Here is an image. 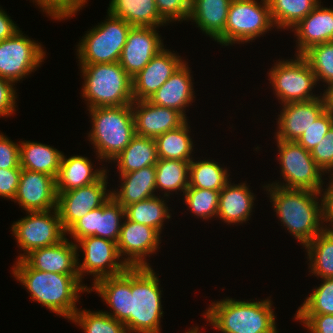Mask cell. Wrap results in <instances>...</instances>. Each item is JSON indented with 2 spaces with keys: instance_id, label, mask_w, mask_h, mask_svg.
<instances>
[{
  "instance_id": "obj_1",
  "label": "cell",
  "mask_w": 333,
  "mask_h": 333,
  "mask_svg": "<svg viewBox=\"0 0 333 333\" xmlns=\"http://www.w3.org/2000/svg\"><path fill=\"white\" fill-rule=\"evenodd\" d=\"M263 187L270 192V202H273L272 205L279 220L290 234L303 244V247L325 229L320 224L325 221L327 223L324 193L305 189H287L270 184ZM318 195L323 197L321 204L317 202Z\"/></svg>"
},
{
  "instance_id": "obj_2",
  "label": "cell",
  "mask_w": 333,
  "mask_h": 333,
  "mask_svg": "<svg viewBox=\"0 0 333 333\" xmlns=\"http://www.w3.org/2000/svg\"><path fill=\"white\" fill-rule=\"evenodd\" d=\"M15 265L12 273L30 292L31 299L64 318L71 320L78 310L79 292H89V288L81 284L79 274L35 270L23 259L17 260Z\"/></svg>"
},
{
  "instance_id": "obj_3",
  "label": "cell",
  "mask_w": 333,
  "mask_h": 333,
  "mask_svg": "<svg viewBox=\"0 0 333 333\" xmlns=\"http://www.w3.org/2000/svg\"><path fill=\"white\" fill-rule=\"evenodd\" d=\"M205 318L222 333H277L271 300L257 302L226 298L211 303Z\"/></svg>"
},
{
  "instance_id": "obj_4",
  "label": "cell",
  "mask_w": 333,
  "mask_h": 333,
  "mask_svg": "<svg viewBox=\"0 0 333 333\" xmlns=\"http://www.w3.org/2000/svg\"><path fill=\"white\" fill-rule=\"evenodd\" d=\"M80 65L84 76L81 92L89 109L133 103L132 78L119 62Z\"/></svg>"
},
{
  "instance_id": "obj_5",
  "label": "cell",
  "mask_w": 333,
  "mask_h": 333,
  "mask_svg": "<svg viewBox=\"0 0 333 333\" xmlns=\"http://www.w3.org/2000/svg\"><path fill=\"white\" fill-rule=\"evenodd\" d=\"M88 110L93 125L88 137L95 146L98 157L112 161L136 135L132 107L109 106Z\"/></svg>"
},
{
  "instance_id": "obj_6",
  "label": "cell",
  "mask_w": 333,
  "mask_h": 333,
  "mask_svg": "<svg viewBox=\"0 0 333 333\" xmlns=\"http://www.w3.org/2000/svg\"><path fill=\"white\" fill-rule=\"evenodd\" d=\"M159 284L151 267H132L130 333H160L163 311Z\"/></svg>"
},
{
  "instance_id": "obj_7",
  "label": "cell",
  "mask_w": 333,
  "mask_h": 333,
  "mask_svg": "<svg viewBox=\"0 0 333 333\" xmlns=\"http://www.w3.org/2000/svg\"><path fill=\"white\" fill-rule=\"evenodd\" d=\"M107 14L108 19L89 30L78 44L79 64L119 61L132 26L123 19Z\"/></svg>"
},
{
  "instance_id": "obj_8",
  "label": "cell",
  "mask_w": 333,
  "mask_h": 333,
  "mask_svg": "<svg viewBox=\"0 0 333 333\" xmlns=\"http://www.w3.org/2000/svg\"><path fill=\"white\" fill-rule=\"evenodd\" d=\"M232 0L224 27V45L248 42L271 30L268 0Z\"/></svg>"
},
{
  "instance_id": "obj_9",
  "label": "cell",
  "mask_w": 333,
  "mask_h": 333,
  "mask_svg": "<svg viewBox=\"0 0 333 333\" xmlns=\"http://www.w3.org/2000/svg\"><path fill=\"white\" fill-rule=\"evenodd\" d=\"M295 56L294 60L279 61L268 73V80L283 104L306 102L320 97L311 92L317 79L310 64L303 55Z\"/></svg>"
},
{
  "instance_id": "obj_10",
  "label": "cell",
  "mask_w": 333,
  "mask_h": 333,
  "mask_svg": "<svg viewBox=\"0 0 333 333\" xmlns=\"http://www.w3.org/2000/svg\"><path fill=\"white\" fill-rule=\"evenodd\" d=\"M281 175L286 183H272L287 189H305L322 192V173L311 152L297 142L277 140ZM322 189V190H321Z\"/></svg>"
},
{
  "instance_id": "obj_11",
  "label": "cell",
  "mask_w": 333,
  "mask_h": 333,
  "mask_svg": "<svg viewBox=\"0 0 333 333\" xmlns=\"http://www.w3.org/2000/svg\"><path fill=\"white\" fill-rule=\"evenodd\" d=\"M27 214L26 217L16 221L11 229L19 247L26 251L18 256V260H22L25 254L33 250L59 243L66 234L57 208Z\"/></svg>"
},
{
  "instance_id": "obj_12",
  "label": "cell",
  "mask_w": 333,
  "mask_h": 333,
  "mask_svg": "<svg viewBox=\"0 0 333 333\" xmlns=\"http://www.w3.org/2000/svg\"><path fill=\"white\" fill-rule=\"evenodd\" d=\"M19 29L0 41V77L12 83L31 74L45 58L43 48Z\"/></svg>"
},
{
  "instance_id": "obj_13",
  "label": "cell",
  "mask_w": 333,
  "mask_h": 333,
  "mask_svg": "<svg viewBox=\"0 0 333 333\" xmlns=\"http://www.w3.org/2000/svg\"><path fill=\"white\" fill-rule=\"evenodd\" d=\"M77 243L84 252L82 264L79 265V262H77V270L81 281L86 272L90 275L93 274V283H95L101 278L122 274L129 268L124 261L119 259L121 257L116 242L90 236L78 240ZM119 260L121 261L118 262Z\"/></svg>"
},
{
  "instance_id": "obj_14",
  "label": "cell",
  "mask_w": 333,
  "mask_h": 333,
  "mask_svg": "<svg viewBox=\"0 0 333 333\" xmlns=\"http://www.w3.org/2000/svg\"><path fill=\"white\" fill-rule=\"evenodd\" d=\"M107 172L93 184L70 191H57V210L62 227L67 232L90 210L102 206L111 196L106 193Z\"/></svg>"
},
{
  "instance_id": "obj_15",
  "label": "cell",
  "mask_w": 333,
  "mask_h": 333,
  "mask_svg": "<svg viewBox=\"0 0 333 333\" xmlns=\"http://www.w3.org/2000/svg\"><path fill=\"white\" fill-rule=\"evenodd\" d=\"M121 218H125V209L111 195L102 206L90 210L66 233L76 242L82 238L96 236L117 243L122 226Z\"/></svg>"
},
{
  "instance_id": "obj_16",
  "label": "cell",
  "mask_w": 333,
  "mask_h": 333,
  "mask_svg": "<svg viewBox=\"0 0 333 333\" xmlns=\"http://www.w3.org/2000/svg\"><path fill=\"white\" fill-rule=\"evenodd\" d=\"M124 219L117 241L120 257L127 256L123 261L128 267H150L146 256L158 249L160 233L152 227Z\"/></svg>"
},
{
  "instance_id": "obj_17",
  "label": "cell",
  "mask_w": 333,
  "mask_h": 333,
  "mask_svg": "<svg viewBox=\"0 0 333 333\" xmlns=\"http://www.w3.org/2000/svg\"><path fill=\"white\" fill-rule=\"evenodd\" d=\"M56 178L45 173L22 169L14 202L26 212L57 208Z\"/></svg>"
},
{
  "instance_id": "obj_18",
  "label": "cell",
  "mask_w": 333,
  "mask_h": 333,
  "mask_svg": "<svg viewBox=\"0 0 333 333\" xmlns=\"http://www.w3.org/2000/svg\"><path fill=\"white\" fill-rule=\"evenodd\" d=\"M155 28L132 27L128 33L118 62L131 78L136 76L164 47Z\"/></svg>"
},
{
  "instance_id": "obj_19",
  "label": "cell",
  "mask_w": 333,
  "mask_h": 333,
  "mask_svg": "<svg viewBox=\"0 0 333 333\" xmlns=\"http://www.w3.org/2000/svg\"><path fill=\"white\" fill-rule=\"evenodd\" d=\"M163 48L132 78L134 101L148 100L185 62Z\"/></svg>"
},
{
  "instance_id": "obj_20",
  "label": "cell",
  "mask_w": 333,
  "mask_h": 333,
  "mask_svg": "<svg viewBox=\"0 0 333 333\" xmlns=\"http://www.w3.org/2000/svg\"><path fill=\"white\" fill-rule=\"evenodd\" d=\"M136 135L153 138L182 126L186 121L182 113L172 108L154 105L148 100L131 104Z\"/></svg>"
},
{
  "instance_id": "obj_21",
  "label": "cell",
  "mask_w": 333,
  "mask_h": 333,
  "mask_svg": "<svg viewBox=\"0 0 333 333\" xmlns=\"http://www.w3.org/2000/svg\"><path fill=\"white\" fill-rule=\"evenodd\" d=\"M278 117V132L276 140L296 142L302 134L325 111L324 101L321 98L306 102H291L283 104Z\"/></svg>"
},
{
  "instance_id": "obj_22",
  "label": "cell",
  "mask_w": 333,
  "mask_h": 333,
  "mask_svg": "<svg viewBox=\"0 0 333 333\" xmlns=\"http://www.w3.org/2000/svg\"><path fill=\"white\" fill-rule=\"evenodd\" d=\"M95 291L103 298L113 313L105 312L122 322L130 333V294H132V267L124 273L97 280L89 292ZM91 290V291H90Z\"/></svg>"
},
{
  "instance_id": "obj_23",
  "label": "cell",
  "mask_w": 333,
  "mask_h": 333,
  "mask_svg": "<svg viewBox=\"0 0 333 333\" xmlns=\"http://www.w3.org/2000/svg\"><path fill=\"white\" fill-rule=\"evenodd\" d=\"M78 244L65 237L52 246L31 251L23 260L33 269L58 274H78Z\"/></svg>"
},
{
  "instance_id": "obj_24",
  "label": "cell",
  "mask_w": 333,
  "mask_h": 333,
  "mask_svg": "<svg viewBox=\"0 0 333 333\" xmlns=\"http://www.w3.org/2000/svg\"><path fill=\"white\" fill-rule=\"evenodd\" d=\"M321 2L293 28L297 35V55H303L312 46L333 41V8Z\"/></svg>"
},
{
  "instance_id": "obj_25",
  "label": "cell",
  "mask_w": 333,
  "mask_h": 333,
  "mask_svg": "<svg viewBox=\"0 0 333 333\" xmlns=\"http://www.w3.org/2000/svg\"><path fill=\"white\" fill-rule=\"evenodd\" d=\"M192 84L190 70L185 61L148 101L157 106L175 109L186 117L184 108L195 98Z\"/></svg>"
},
{
  "instance_id": "obj_26",
  "label": "cell",
  "mask_w": 333,
  "mask_h": 333,
  "mask_svg": "<svg viewBox=\"0 0 333 333\" xmlns=\"http://www.w3.org/2000/svg\"><path fill=\"white\" fill-rule=\"evenodd\" d=\"M232 0H191L189 20L200 30L224 45V27Z\"/></svg>"
},
{
  "instance_id": "obj_27",
  "label": "cell",
  "mask_w": 333,
  "mask_h": 333,
  "mask_svg": "<svg viewBox=\"0 0 333 333\" xmlns=\"http://www.w3.org/2000/svg\"><path fill=\"white\" fill-rule=\"evenodd\" d=\"M254 199L246 183L231 185L228 182L219 192L217 216L228 224L246 222L251 215Z\"/></svg>"
},
{
  "instance_id": "obj_28",
  "label": "cell",
  "mask_w": 333,
  "mask_h": 333,
  "mask_svg": "<svg viewBox=\"0 0 333 333\" xmlns=\"http://www.w3.org/2000/svg\"><path fill=\"white\" fill-rule=\"evenodd\" d=\"M123 181L120 191H112L111 195L125 208L128 205L156 196L155 165L141 168L129 173H120Z\"/></svg>"
},
{
  "instance_id": "obj_29",
  "label": "cell",
  "mask_w": 333,
  "mask_h": 333,
  "mask_svg": "<svg viewBox=\"0 0 333 333\" xmlns=\"http://www.w3.org/2000/svg\"><path fill=\"white\" fill-rule=\"evenodd\" d=\"M92 165L87 157L76 155L66 158L63 154L56 178V190L70 191L98 181L106 170L92 171L94 169Z\"/></svg>"
},
{
  "instance_id": "obj_30",
  "label": "cell",
  "mask_w": 333,
  "mask_h": 333,
  "mask_svg": "<svg viewBox=\"0 0 333 333\" xmlns=\"http://www.w3.org/2000/svg\"><path fill=\"white\" fill-rule=\"evenodd\" d=\"M108 13L132 27H159L167 24L160 16L155 0H111Z\"/></svg>"
},
{
  "instance_id": "obj_31",
  "label": "cell",
  "mask_w": 333,
  "mask_h": 333,
  "mask_svg": "<svg viewBox=\"0 0 333 333\" xmlns=\"http://www.w3.org/2000/svg\"><path fill=\"white\" fill-rule=\"evenodd\" d=\"M63 153L50 145L22 141L20 144V167L41 172L57 178Z\"/></svg>"
},
{
  "instance_id": "obj_32",
  "label": "cell",
  "mask_w": 333,
  "mask_h": 333,
  "mask_svg": "<svg viewBox=\"0 0 333 333\" xmlns=\"http://www.w3.org/2000/svg\"><path fill=\"white\" fill-rule=\"evenodd\" d=\"M158 159L155 139L135 135L113 161L117 162L119 173H129L155 165Z\"/></svg>"
},
{
  "instance_id": "obj_33",
  "label": "cell",
  "mask_w": 333,
  "mask_h": 333,
  "mask_svg": "<svg viewBox=\"0 0 333 333\" xmlns=\"http://www.w3.org/2000/svg\"><path fill=\"white\" fill-rule=\"evenodd\" d=\"M327 228L304 246L309 256L311 273L322 279L333 278V228Z\"/></svg>"
},
{
  "instance_id": "obj_34",
  "label": "cell",
  "mask_w": 333,
  "mask_h": 333,
  "mask_svg": "<svg viewBox=\"0 0 333 333\" xmlns=\"http://www.w3.org/2000/svg\"><path fill=\"white\" fill-rule=\"evenodd\" d=\"M188 122L155 138L159 159H174L191 162L193 142L189 135Z\"/></svg>"
},
{
  "instance_id": "obj_35",
  "label": "cell",
  "mask_w": 333,
  "mask_h": 333,
  "mask_svg": "<svg viewBox=\"0 0 333 333\" xmlns=\"http://www.w3.org/2000/svg\"><path fill=\"white\" fill-rule=\"evenodd\" d=\"M189 164L188 161L158 159L155 164L156 189L164 190V197H169L170 191L181 190L184 194L189 186Z\"/></svg>"
},
{
  "instance_id": "obj_36",
  "label": "cell",
  "mask_w": 333,
  "mask_h": 333,
  "mask_svg": "<svg viewBox=\"0 0 333 333\" xmlns=\"http://www.w3.org/2000/svg\"><path fill=\"white\" fill-rule=\"evenodd\" d=\"M165 200L160 196H153L148 199L126 206L125 218L156 229L160 234L165 219H170L169 209Z\"/></svg>"
},
{
  "instance_id": "obj_37",
  "label": "cell",
  "mask_w": 333,
  "mask_h": 333,
  "mask_svg": "<svg viewBox=\"0 0 333 333\" xmlns=\"http://www.w3.org/2000/svg\"><path fill=\"white\" fill-rule=\"evenodd\" d=\"M268 3L274 26L291 29L319 4V0H268Z\"/></svg>"
},
{
  "instance_id": "obj_38",
  "label": "cell",
  "mask_w": 333,
  "mask_h": 333,
  "mask_svg": "<svg viewBox=\"0 0 333 333\" xmlns=\"http://www.w3.org/2000/svg\"><path fill=\"white\" fill-rule=\"evenodd\" d=\"M227 169L216 162L192 160L189 164V186L200 189L221 191L228 181Z\"/></svg>"
},
{
  "instance_id": "obj_39",
  "label": "cell",
  "mask_w": 333,
  "mask_h": 333,
  "mask_svg": "<svg viewBox=\"0 0 333 333\" xmlns=\"http://www.w3.org/2000/svg\"><path fill=\"white\" fill-rule=\"evenodd\" d=\"M72 322L81 326L85 333H128L126 326L105 311L77 310Z\"/></svg>"
},
{
  "instance_id": "obj_40",
  "label": "cell",
  "mask_w": 333,
  "mask_h": 333,
  "mask_svg": "<svg viewBox=\"0 0 333 333\" xmlns=\"http://www.w3.org/2000/svg\"><path fill=\"white\" fill-rule=\"evenodd\" d=\"M303 56L310 64L317 82L333 83V41L318 44L308 49Z\"/></svg>"
},
{
  "instance_id": "obj_41",
  "label": "cell",
  "mask_w": 333,
  "mask_h": 333,
  "mask_svg": "<svg viewBox=\"0 0 333 333\" xmlns=\"http://www.w3.org/2000/svg\"><path fill=\"white\" fill-rule=\"evenodd\" d=\"M219 192L188 186L184 192V200L193 214L203 219H209L217 216Z\"/></svg>"
},
{
  "instance_id": "obj_42",
  "label": "cell",
  "mask_w": 333,
  "mask_h": 333,
  "mask_svg": "<svg viewBox=\"0 0 333 333\" xmlns=\"http://www.w3.org/2000/svg\"><path fill=\"white\" fill-rule=\"evenodd\" d=\"M312 290L296 314H333V278L323 279V283Z\"/></svg>"
},
{
  "instance_id": "obj_43",
  "label": "cell",
  "mask_w": 333,
  "mask_h": 333,
  "mask_svg": "<svg viewBox=\"0 0 333 333\" xmlns=\"http://www.w3.org/2000/svg\"><path fill=\"white\" fill-rule=\"evenodd\" d=\"M332 126L333 116L324 111L296 142L311 152L322 141Z\"/></svg>"
},
{
  "instance_id": "obj_44",
  "label": "cell",
  "mask_w": 333,
  "mask_h": 333,
  "mask_svg": "<svg viewBox=\"0 0 333 333\" xmlns=\"http://www.w3.org/2000/svg\"><path fill=\"white\" fill-rule=\"evenodd\" d=\"M34 1V0H33ZM88 0H35L39 8L48 14L52 19H65L72 17Z\"/></svg>"
},
{
  "instance_id": "obj_45",
  "label": "cell",
  "mask_w": 333,
  "mask_h": 333,
  "mask_svg": "<svg viewBox=\"0 0 333 333\" xmlns=\"http://www.w3.org/2000/svg\"><path fill=\"white\" fill-rule=\"evenodd\" d=\"M160 16L169 23L188 20L191 10V0H155Z\"/></svg>"
},
{
  "instance_id": "obj_46",
  "label": "cell",
  "mask_w": 333,
  "mask_h": 333,
  "mask_svg": "<svg viewBox=\"0 0 333 333\" xmlns=\"http://www.w3.org/2000/svg\"><path fill=\"white\" fill-rule=\"evenodd\" d=\"M311 156L323 172L333 173V126L322 141L311 151Z\"/></svg>"
},
{
  "instance_id": "obj_47",
  "label": "cell",
  "mask_w": 333,
  "mask_h": 333,
  "mask_svg": "<svg viewBox=\"0 0 333 333\" xmlns=\"http://www.w3.org/2000/svg\"><path fill=\"white\" fill-rule=\"evenodd\" d=\"M310 333H333V314H295Z\"/></svg>"
},
{
  "instance_id": "obj_48",
  "label": "cell",
  "mask_w": 333,
  "mask_h": 333,
  "mask_svg": "<svg viewBox=\"0 0 333 333\" xmlns=\"http://www.w3.org/2000/svg\"><path fill=\"white\" fill-rule=\"evenodd\" d=\"M20 145L14 143L2 133L0 134V168L12 169L20 167Z\"/></svg>"
},
{
  "instance_id": "obj_49",
  "label": "cell",
  "mask_w": 333,
  "mask_h": 333,
  "mask_svg": "<svg viewBox=\"0 0 333 333\" xmlns=\"http://www.w3.org/2000/svg\"><path fill=\"white\" fill-rule=\"evenodd\" d=\"M22 168H0V197L14 200Z\"/></svg>"
},
{
  "instance_id": "obj_50",
  "label": "cell",
  "mask_w": 333,
  "mask_h": 333,
  "mask_svg": "<svg viewBox=\"0 0 333 333\" xmlns=\"http://www.w3.org/2000/svg\"><path fill=\"white\" fill-rule=\"evenodd\" d=\"M12 82L0 77V117L12 115L16 107V91Z\"/></svg>"
},
{
  "instance_id": "obj_51",
  "label": "cell",
  "mask_w": 333,
  "mask_h": 333,
  "mask_svg": "<svg viewBox=\"0 0 333 333\" xmlns=\"http://www.w3.org/2000/svg\"><path fill=\"white\" fill-rule=\"evenodd\" d=\"M18 30V26L0 8V41L12 37Z\"/></svg>"
},
{
  "instance_id": "obj_52",
  "label": "cell",
  "mask_w": 333,
  "mask_h": 333,
  "mask_svg": "<svg viewBox=\"0 0 333 333\" xmlns=\"http://www.w3.org/2000/svg\"><path fill=\"white\" fill-rule=\"evenodd\" d=\"M330 178L331 180L329 181L330 183L329 186L325 189L326 191L324 192L325 196V207H326V218H327V223L330 222L332 223L333 226V173Z\"/></svg>"
},
{
  "instance_id": "obj_53",
  "label": "cell",
  "mask_w": 333,
  "mask_h": 333,
  "mask_svg": "<svg viewBox=\"0 0 333 333\" xmlns=\"http://www.w3.org/2000/svg\"><path fill=\"white\" fill-rule=\"evenodd\" d=\"M322 99L324 101L325 111L329 112L333 116V83L327 85Z\"/></svg>"
},
{
  "instance_id": "obj_54",
  "label": "cell",
  "mask_w": 333,
  "mask_h": 333,
  "mask_svg": "<svg viewBox=\"0 0 333 333\" xmlns=\"http://www.w3.org/2000/svg\"><path fill=\"white\" fill-rule=\"evenodd\" d=\"M186 333H200V331H199V328L197 326L196 328H193V329L187 331Z\"/></svg>"
}]
</instances>
